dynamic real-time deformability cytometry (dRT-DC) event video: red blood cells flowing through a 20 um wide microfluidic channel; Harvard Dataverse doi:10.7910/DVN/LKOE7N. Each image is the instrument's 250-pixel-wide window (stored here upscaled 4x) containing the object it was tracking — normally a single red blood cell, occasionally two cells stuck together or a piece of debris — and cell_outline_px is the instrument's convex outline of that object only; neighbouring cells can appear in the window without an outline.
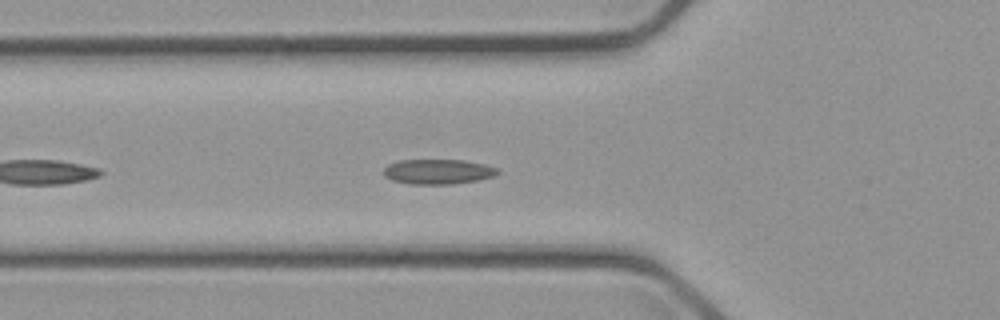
{"species": "common noctule bat (a hibernating species)", "species_latin": "Nyctalus noctula", "temperature_condition": "cold", "stored_images_in_passage": 13, "camera_frame_rate_fps": 3000, "um_per_image_px": 0.085, "animal": {"sex": "male", "body_mass_g": 23.1, "forearm_length_mm": 52.7}, "frame": {"image": 1, "passage_image": 6, "time_ms": 1.667, "image_size_px": [1000, 320], "cell_outline_px": [[500, 172], [492, 176], [476, 180], [452, 184], [408, 184], [392, 180], [384, 176], [384, 168], [388, 164], [396, 160], [464, 160], [484, 164], [496, 168]], "centroid_in_image_um": [37.17, 14.58], "position_along_channel_um": 88.6, "area_um2": 16.53}}
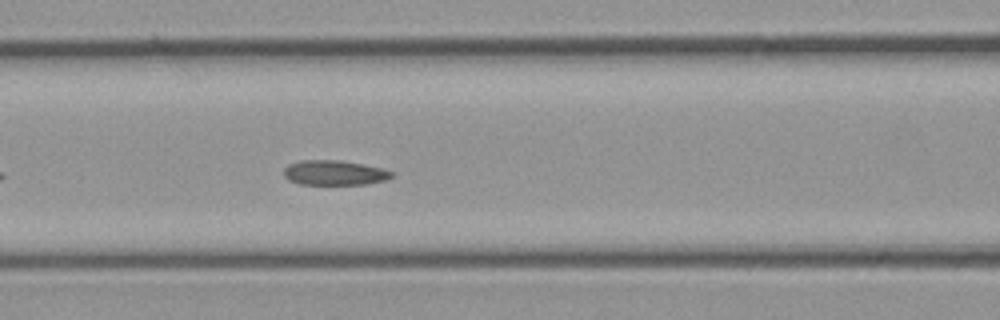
{"frame": {"image": 2, "passage_image": 10, "time_ms": 3.0, "image_size_px": [1000, 320], "cell_outline_px": [[392, 176], [388, 180], [368, 184], [300, 184], [288, 180], [284, 176], [284, 168], [288, 164], [300, 160], [340, 160], [364, 164], [384, 168], [392, 172]], "centroid_in_image_um": [28.43, 14.68], "position_along_channel_um": 138.2, "area_um2": 15.78}}